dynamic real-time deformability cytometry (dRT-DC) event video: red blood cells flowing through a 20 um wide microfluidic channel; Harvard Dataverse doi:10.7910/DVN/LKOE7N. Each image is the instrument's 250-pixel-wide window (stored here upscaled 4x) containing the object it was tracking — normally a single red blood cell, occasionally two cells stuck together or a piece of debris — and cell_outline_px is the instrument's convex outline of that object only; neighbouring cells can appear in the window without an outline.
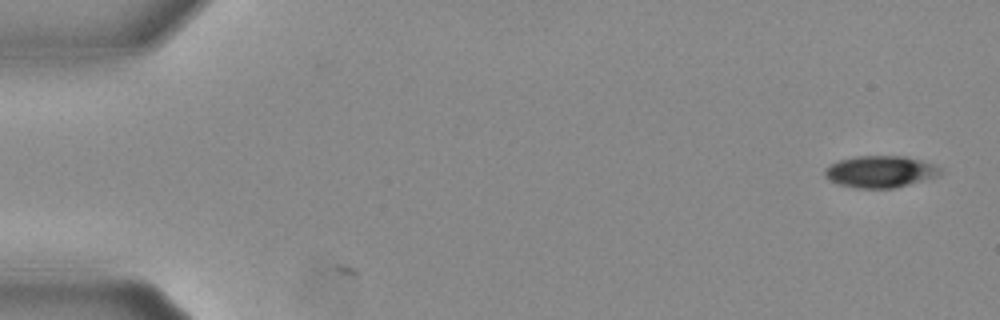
{"species": "Egyptian fruit bat (a non-hibernating species)", "species_latin": "Rousettus aegyptiacus", "temperature_condition": "warm", "stored_images_in_passage": 2, "camera_frame_rate_fps": 3000, "um_per_image_px": 0.085, "animal": {"sex": "female"}, "frame": {"image": 1, "passage_image": 2, "time_ms": 0.333, "image_size_px": [1000, 320], "cell_outline_px": [[944, 172], [936, 176], [908, 184], [892, 188], [856, 188], [840, 184], [828, 180], [824, 176], [824, 168], [828, 164], [840, 160], [856, 156], [904, 156], [920, 160], [932, 164], [940, 168]], "centroid_in_image_um": [74.76, 14.58], "position_along_channel_um": 10.2, "area_um2": 21.27}}